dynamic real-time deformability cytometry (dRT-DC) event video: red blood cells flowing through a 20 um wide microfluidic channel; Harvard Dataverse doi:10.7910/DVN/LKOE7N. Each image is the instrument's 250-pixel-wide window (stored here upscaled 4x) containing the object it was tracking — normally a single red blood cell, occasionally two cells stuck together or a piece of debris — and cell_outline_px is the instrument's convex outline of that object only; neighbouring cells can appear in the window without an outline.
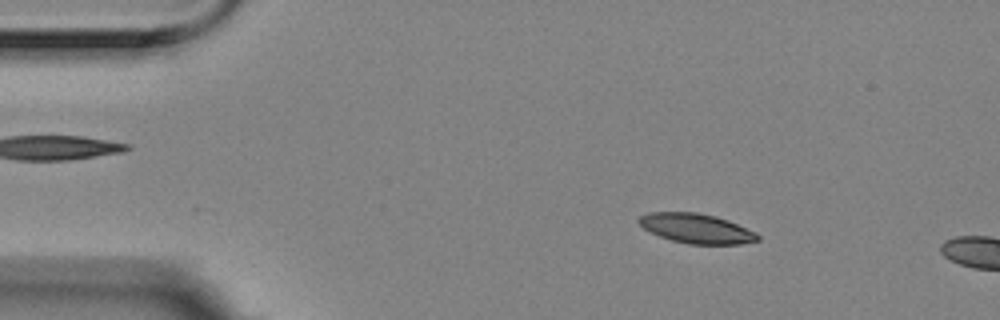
{"species": "Egyptian fruit bat (a non-hibernating species)", "species_latin": "Rousettus aegyptiacus", "temperature_condition": "room temperature", "stored_images_in_passage": 3, "camera_frame_rate_fps": 3000, "um_per_image_px": 0.085, "animal": {"sex": "female"}, "frame": {"image": 1, "passage_image": 2, "time_ms": 0.333, "image_size_px": [1000, 320], "cell_outline_px": [[760, 240], [740, 244], [688, 244], [672, 240], [660, 236], [644, 228], [636, 220], [640, 216], [648, 212], [696, 212], [716, 216], [728, 220], [756, 232], [760, 236]], "centroid_in_image_um": [59.21, 19.41], "position_along_channel_um": 25.8, "area_um2": 20.52}}